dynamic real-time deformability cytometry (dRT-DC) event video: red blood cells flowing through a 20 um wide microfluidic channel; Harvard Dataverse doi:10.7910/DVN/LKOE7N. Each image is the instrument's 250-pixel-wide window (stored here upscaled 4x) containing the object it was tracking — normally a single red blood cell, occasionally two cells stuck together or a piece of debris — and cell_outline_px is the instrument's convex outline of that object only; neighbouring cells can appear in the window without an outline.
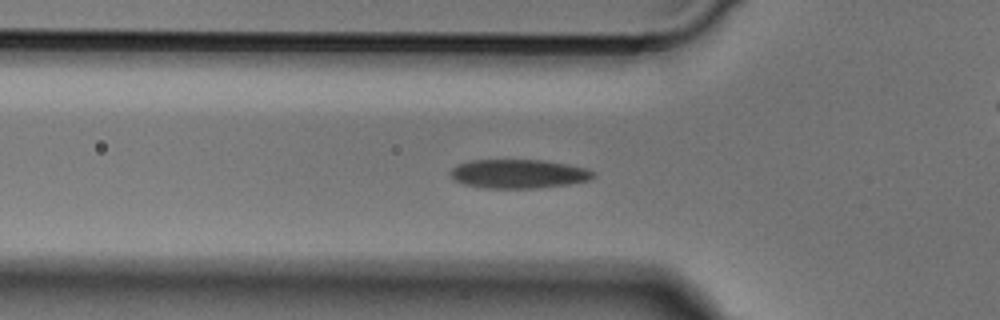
{"species": "Egyptian fruit bat (a non-hibernating species)", "species_latin": "Rousettus aegyptiacus", "temperature_condition": "cold", "stored_images_in_passage": 45, "camera_frame_rate_fps": 3000, "um_per_image_px": 0.085, "animal": {"sex": "male"}, "frame": {"image": 1, "passage_image": 11, "time_ms": 3.333, "image_size_px": [1000, 320], "cell_outline_px": [[596, 176], [588, 180], [568, 184], [532, 188], [484, 188], [464, 184], [456, 180], [448, 172], [456, 164], [472, 160], [544, 160], [568, 164], [588, 168], [596, 172]], "centroid_in_image_um": [44.09, 14.76], "position_along_channel_um": 81.7, "area_um2": 24.16}}
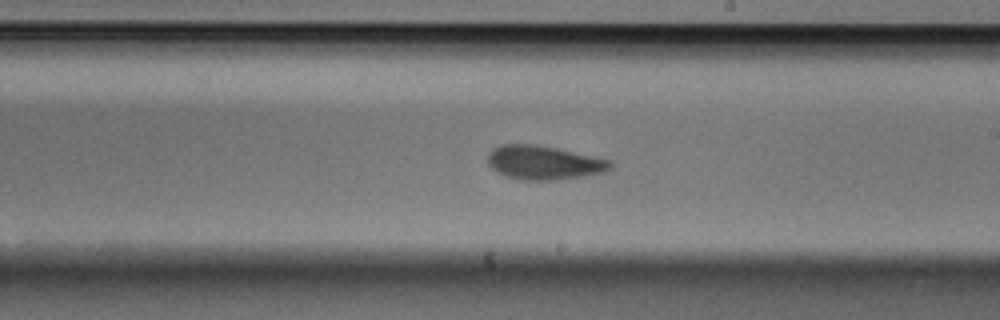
{"frame": {"image": 2, "passage_image": 23, "time_ms": 7.333, "image_size_px": [1000, 320], "cell_outline_px": [[612, 168], [604, 172], [584, 176], [556, 180], [520, 180], [508, 176], [492, 168], [488, 164], [488, 152], [492, 148], [504, 144], [536, 144], [556, 148], [612, 160]], "centroid_in_image_um": [46.24, 13.82], "position_along_channel_um": 242.8, "area_um2": 24.22}}
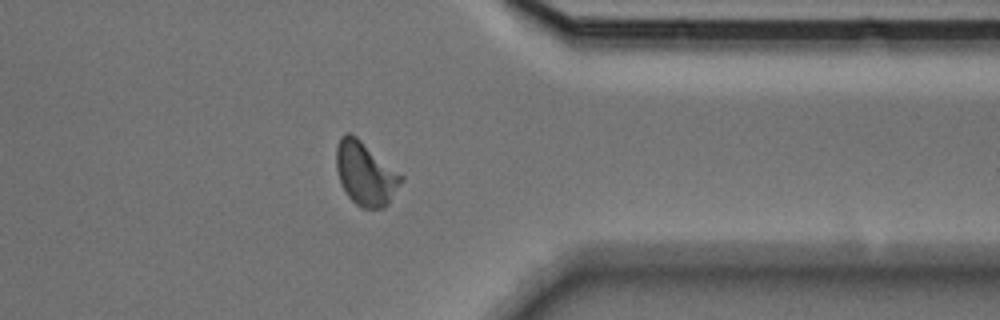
{"frame": {"image": 3, "passage_image": 34, "time_ms": 11.0, "image_size_px": [1000, 320], "cell_outline_px": [[404, 180], [388, 204], [384, 208], [360, 208], [348, 196], [340, 184], [336, 168], [336, 144], [340, 136], [344, 132], [352, 132], [404, 176]], "centroid_in_image_um": [31.05, 14.73], "position_along_channel_um": 380.3, "area_um2": 24.39}}